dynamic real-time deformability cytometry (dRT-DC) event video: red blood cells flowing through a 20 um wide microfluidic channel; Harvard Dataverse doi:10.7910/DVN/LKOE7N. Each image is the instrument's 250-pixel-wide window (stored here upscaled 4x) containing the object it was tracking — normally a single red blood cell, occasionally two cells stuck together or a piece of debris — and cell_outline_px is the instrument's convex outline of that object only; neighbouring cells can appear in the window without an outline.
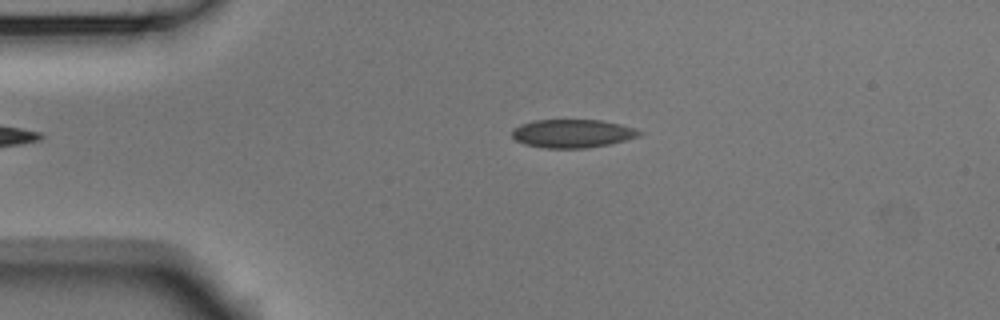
{"species": "Egyptian fruit bat (a non-hibernating species)", "species_latin": "Rousettus aegyptiacus", "temperature_condition": "room temperature", "stored_images_in_passage": 43, "camera_frame_rate_fps": 3000, "um_per_image_px": 0.085, "animal": {"sex": "male"}, "frame": {"image": 1, "passage_image": 1, "time_ms": 0.0, "image_size_px": [1000, 320], "cell_outline_px": [[644, 132], [636, 136], [624, 140], [608, 144], [584, 148], [544, 148], [524, 144], [516, 140], [512, 136], [512, 128], [520, 124], [536, 120], [600, 120], [620, 124]], "centroid_in_image_um": [48.59, 11.34], "position_along_channel_um": 36.4, "area_um2": 20.81}}
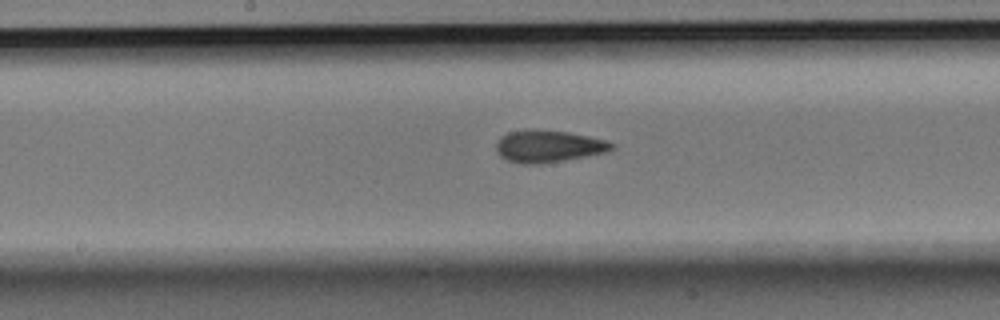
{"frame": {"image": 2, "passage_image": 17, "time_ms": 5.333, "image_size_px": [1000, 320], "cell_outline_px": [[616, 148], [604, 152], [564, 160], [540, 164], [520, 164], [508, 160], [500, 156], [496, 152], [496, 144], [500, 136], [508, 132], [568, 132], [588, 136], [604, 140], [616, 144]], "centroid_in_image_um": [46.61, 12.47], "position_along_channel_um": 201.6, "area_um2": 20.87}}
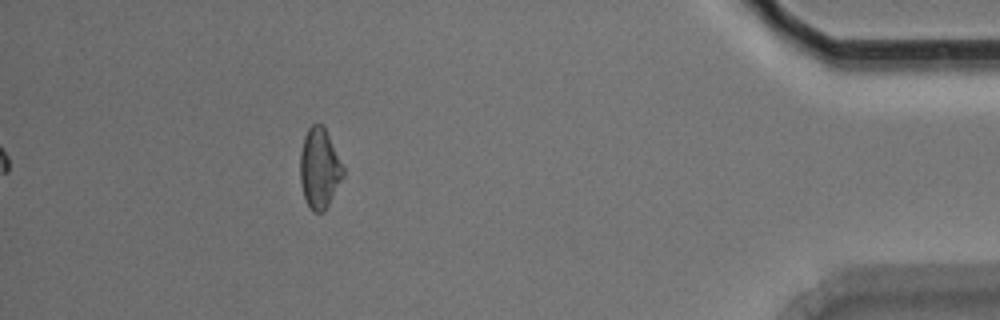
{"frame": {"image": 3, "passage_image": 38, "time_ms": 12.333, "image_size_px": [1000, 320], "cell_outline_px": [[344, 176], [324, 212], [312, 212], [304, 196], [300, 180], [300, 152], [304, 136], [308, 128], [312, 124], [320, 124], [324, 128], [344, 168]], "centroid_in_image_um": [27.14, 14.33], "position_along_channel_um": 408.1, "area_um2": 19.83}, "authors_computed_cell_mechanics": {"area_um2": 20.6924, "velocity_mm_per_s": 3.6984, "shape_relaxation_time_tau1_ms": 8.1836, "shape_relaxation_time_tau2_ms": 4.4103, "deformation_change_tau1": 0.1385, "deformation_change_tau2": 0.0895}}